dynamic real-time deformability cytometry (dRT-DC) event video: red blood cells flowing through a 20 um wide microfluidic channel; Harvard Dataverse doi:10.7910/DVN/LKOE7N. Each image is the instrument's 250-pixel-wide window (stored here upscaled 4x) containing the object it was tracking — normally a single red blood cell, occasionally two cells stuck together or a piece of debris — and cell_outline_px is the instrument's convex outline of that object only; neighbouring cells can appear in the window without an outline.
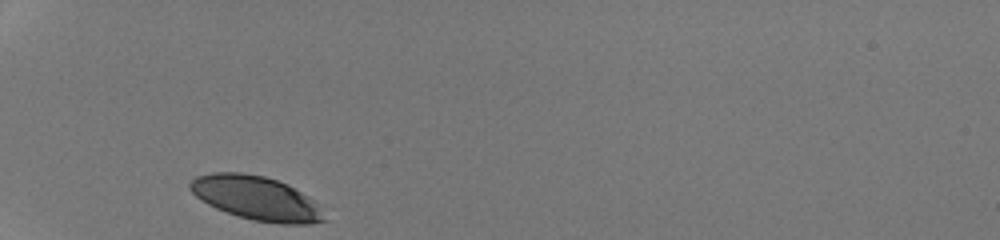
{"species": "human", "species_latin": "Homo sapiens", "temperature_condition": "room temperature", "stored_images_in_passage": 27, "camera_frame_rate_fps": 3000, "um_per_image_px": 0.085, "donor": {"sex": "male"}, "frame": {"image": 1, "passage_image": 1, "time_ms": 0.0, "image_size_px": [1000, 240], "cell_outline_px": [[328, 220], [312, 224], [280, 224], [252, 220], [216, 208], [208, 204], [196, 196], [188, 188], [188, 184], [196, 176], [212, 172], [240, 172], [264, 176], [288, 184], [308, 196], [312, 200]], "centroid_in_image_um": [21.78, 16.84], "position_along_channel_um": 63.2, "area_um2": 34.22}}
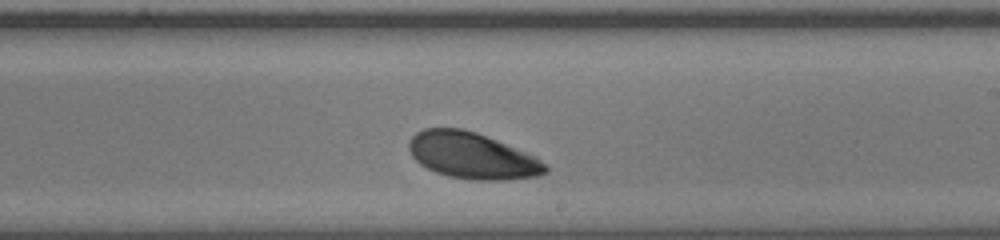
{"frame": {"image": 2, "passage_image": 16, "time_ms": 5.0, "image_size_px": [1000, 240], "cell_outline_px": [[548, 172], [536, 176], [504, 180], [476, 180], [448, 176], [436, 172], [420, 164], [412, 156], [408, 148], [408, 140], [416, 132], [424, 128], [460, 128], [476, 132], [536, 156], [548, 168]], "centroid_in_image_um": [40.1, 13.23], "position_along_channel_um": 248.9, "area_um2": 36.65}}
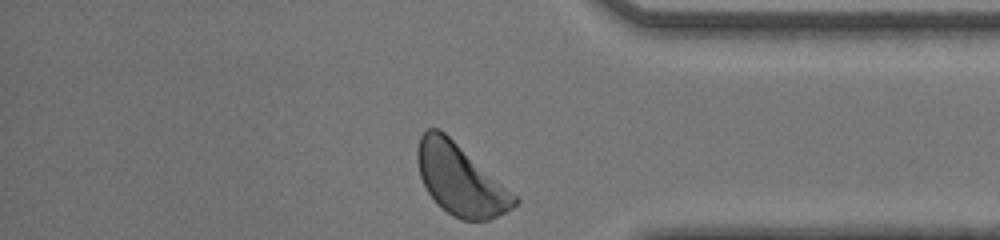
{"frame": {"image": 3, "passage_image": 27, "time_ms": 8.667, "image_size_px": [1000, 240], "cell_outline_px": [[520, 200], [512, 208], [488, 220], [460, 220], [452, 216], [428, 192], [420, 176], [416, 160], [416, 148], [420, 136], [428, 128], [440, 128], [516, 196]], "centroid_in_image_um": [39.09, 15.25], "position_along_channel_um": 396.1, "area_um2": 39.36}, "authors_computed_cell_mechanics": {"area_um2": 36.5874, "velocity_mm_per_s": 4.1614, "shape_relaxation_time_tau1_ms": 1.356, "shape_relaxation_time_tau2_ms": null, "deformation_change_tau1": 0.0825, "deformation_change_tau2": null}}